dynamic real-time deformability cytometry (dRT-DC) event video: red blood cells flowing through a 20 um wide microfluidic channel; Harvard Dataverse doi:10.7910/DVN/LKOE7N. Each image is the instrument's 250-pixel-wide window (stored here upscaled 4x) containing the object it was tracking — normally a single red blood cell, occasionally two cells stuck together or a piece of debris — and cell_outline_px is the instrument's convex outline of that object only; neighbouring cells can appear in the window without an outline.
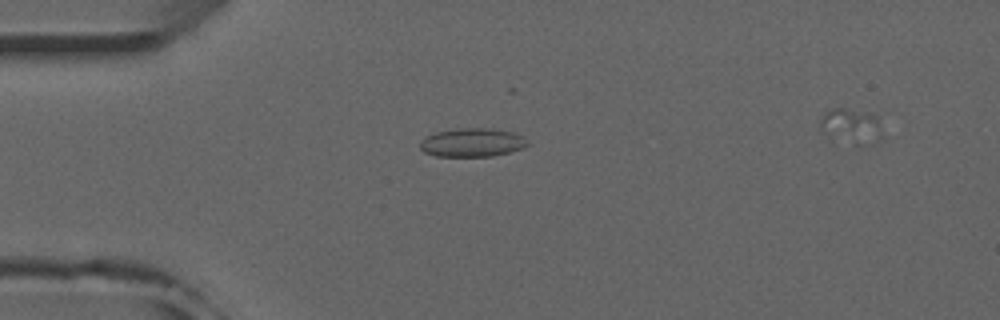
{"species": "common noctule bat (a hibernating species)", "species_latin": "Nyctalus noctula", "temperature_condition": "room temperature", "stored_images_in_passage": 26, "camera_frame_rate_fps": 3000, "um_per_image_px": 0.085, "animal": {"sex": "male", "forearm_length_mm": 52.5}, "frame": {"image": 1, "passage_image": 1, "time_ms": 0.0, "image_size_px": [1000, 320], "cell_outline_px": [[528, 144], [524, 148], [492, 156], [436, 156], [424, 152], [420, 148], [420, 140], [424, 136], [436, 132], [456, 128], [492, 128], [512, 132], [524, 136], [528, 140]], "centroid_in_image_um": [40.13, 12.1], "position_along_channel_um": 44.9, "area_um2": 18.09}}
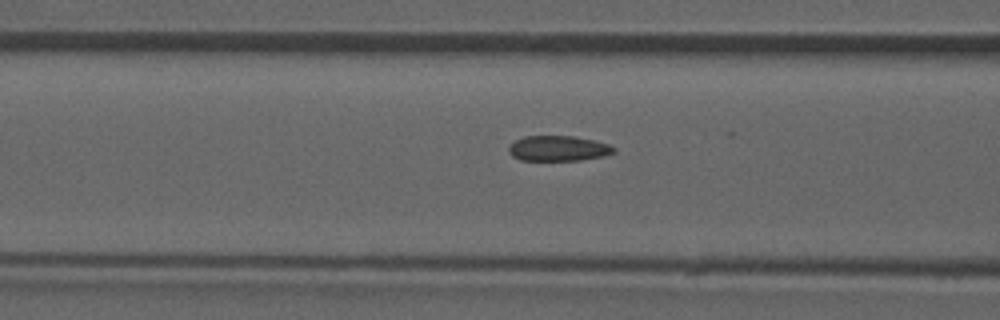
{"frame": {"image": 2, "passage_image": 8, "time_ms": 2.333, "image_size_px": [1000, 320], "cell_outline_px": [[616, 152], [604, 156], [580, 160], [520, 160], [512, 156], [508, 152], [508, 148], [516, 140], [524, 136], [572, 136], [592, 140], [608, 144], [616, 148]], "centroid_in_image_um": [47.46, 12.62], "position_along_channel_um": 119.1, "area_um2": 15.43}}